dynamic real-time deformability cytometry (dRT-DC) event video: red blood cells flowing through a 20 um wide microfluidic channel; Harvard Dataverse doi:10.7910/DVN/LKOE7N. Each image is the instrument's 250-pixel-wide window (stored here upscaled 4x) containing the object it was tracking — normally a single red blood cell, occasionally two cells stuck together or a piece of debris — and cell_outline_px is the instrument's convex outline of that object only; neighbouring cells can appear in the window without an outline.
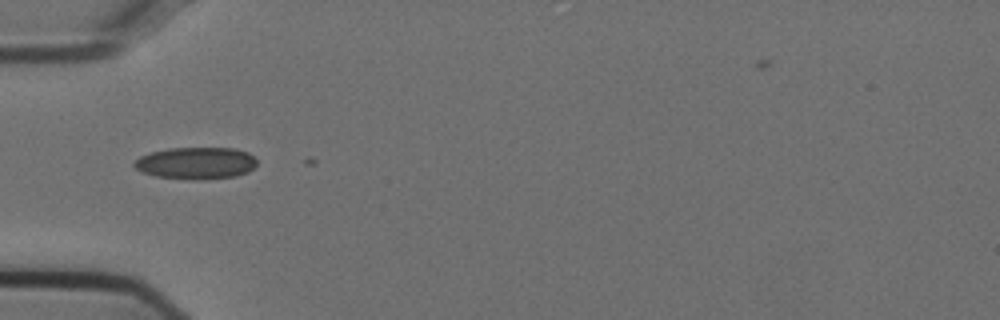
{"species": "Egyptian fruit bat (a non-hibernating species)", "species_latin": "Rousettus aegyptiacus", "temperature_condition": "cold", "stored_images_in_passage": 3, "camera_frame_rate_fps": 3000, "um_per_image_px": 0.085, "animal": {"sex": "female"}, "frame": {"image": 1, "passage_image": 1, "time_ms": 0.0, "image_size_px": [1000, 320], "cell_outline_px": [[256, 164], [248, 172], [236, 176], [196, 180], [192, 180], [156, 176], [140, 172], [132, 164], [140, 156], [152, 152], [168, 148], [232, 148], [248, 152], [256, 160]], "centroid_in_image_um": [16.64, 13.87], "position_along_channel_um": 68.4, "area_um2": 22.83}}